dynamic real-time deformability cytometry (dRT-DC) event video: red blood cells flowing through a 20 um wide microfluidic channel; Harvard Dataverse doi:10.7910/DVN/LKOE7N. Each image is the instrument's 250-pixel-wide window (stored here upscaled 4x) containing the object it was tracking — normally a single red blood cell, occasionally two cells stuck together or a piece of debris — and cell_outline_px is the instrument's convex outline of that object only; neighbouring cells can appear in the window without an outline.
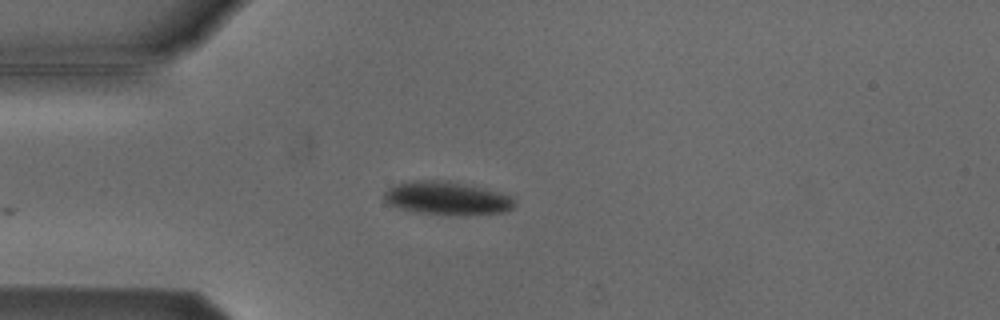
{"species": "Egyptian fruit bat (a non-hibernating species)", "species_latin": "Rousettus aegyptiacus", "temperature_condition": "cold", "stored_images_in_passage": 2, "camera_frame_rate_fps": 3000, "um_per_image_px": 0.085, "animal": {"sex": "male"}, "frame": {"image": 1, "passage_image": 2, "time_ms": 1.333, "image_size_px": [1000, 320], "cell_outline_px": [[516, 204], [512, 208], [504, 212], [460, 216], [412, 212], [388, 204], [384, 200], [384, 192], [388, 188], [396, 184], [416, 180], [448, 180], [504, 192], [512, 196], [516, 200]], "centroid_in_image_um": [38.04, 16.85], "position_along_channel_um": 47.0, "area_um2": 25.89}}